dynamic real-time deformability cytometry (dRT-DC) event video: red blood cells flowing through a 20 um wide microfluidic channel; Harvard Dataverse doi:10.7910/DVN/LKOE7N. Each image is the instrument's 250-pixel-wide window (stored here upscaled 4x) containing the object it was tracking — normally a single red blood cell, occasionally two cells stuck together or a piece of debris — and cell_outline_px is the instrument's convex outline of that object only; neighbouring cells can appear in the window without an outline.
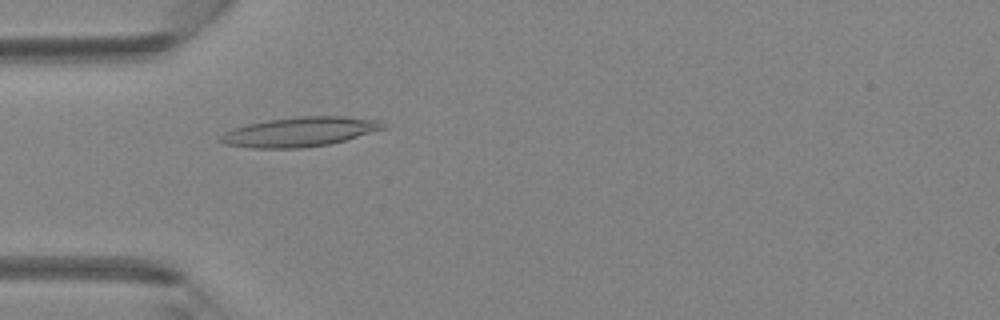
{"species": "Egyptian fruit bat (a non-hibernating species)", "species_latin": "Rousettus aegyptiacus", "temperature_condition": "room temperature", "stored_images_in_passage": 38, "camera_frame_rate_fps": 3000, "um_per_image_px": 0.085, "animal": {"sex": "female"}, "frame": {"image": 1, "passage_image": 8, "time_ms": 2.333, "image_size_px": [1000, 320], "cell_outline_px": [[384, 128], [332, 144], [304, 148], [252, 148], [224, 144], [216, 140], [224, 132], [248, 124], [268, 120], [300, 116], [344, 116], [380, 120], [384, 124]], "centroid_in_image_um": [25.45, 11.21], "position_along_channel_um": 59.5, "area_um2": 27.92}}
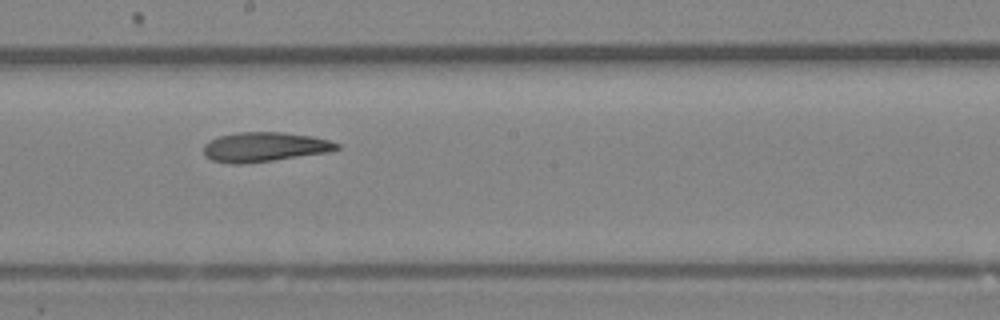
{"frame": {"image": 2, "passage_image": 19, "time_ms": 6.0, "image_size_px": [1000, 320], "cell_outline_px": [[340, 148], [328, 152], [244, 164], [232, 164], [212, 160], [204, 156], [204, 144], [208, 140], [220, 136], [240, 132], [284, 132], [312, 136], [328, 140], [340, 144]], "centroid_in_image_um": [22.46, 12.49], "position_along_channel_um": 225.7, "area_um2": 22.89}}
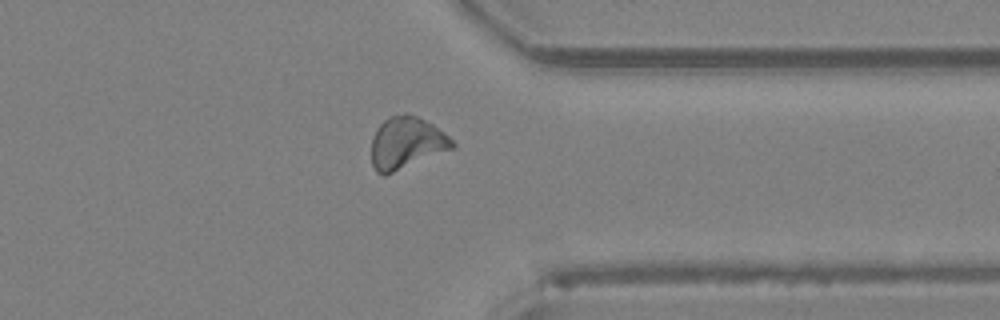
{"frame": {"image": 3, "passage_image": 29, "time_ms": 9.333, "image_size_px": [1000, 320], "cell_outline_px": [[456, 148], [384, 176], [376, 172], [372, 164], [372, 136], [376, 128], [384, 120], [392, 116], [404, 112], [416, 116], [432, 124], [444, 132], [456, 144]], "centroid_in_image_um": [34.55, 12.16], "position_along_channel_um": 376.8, "area_um2": 24.68}}